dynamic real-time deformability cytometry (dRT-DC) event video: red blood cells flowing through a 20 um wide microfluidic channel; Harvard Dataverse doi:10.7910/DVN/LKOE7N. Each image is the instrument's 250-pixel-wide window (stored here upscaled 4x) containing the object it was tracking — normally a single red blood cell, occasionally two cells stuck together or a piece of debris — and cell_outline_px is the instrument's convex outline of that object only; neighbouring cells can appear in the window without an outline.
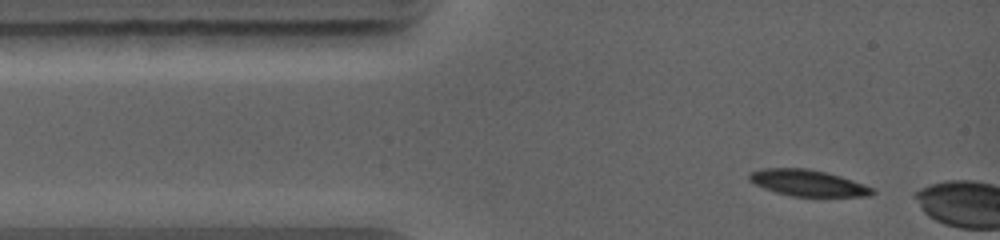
{"species": "common noctule bat (a hibernating species)", "species_latin": "Nyctalus noctula", "temperature_condition": "warm", "stored_images_in_passage": 2, "camera_frame_rate_fps": 5000, "um_per_image_px": 0.085, "animal": {"sex": "female", "body_mass_g": 19.0, "forearm_length_mm": 56.7}, "frame": {"image": 1, "passage_image": 1, "time_ms": 0.0, "image_size_px": [1000, 240], "cell_outline_px": [[876, 192], [868, 196], [792, 196], [776, 192], [764, 188], [748, 180], [748, 176], [752, 172], [760, 168], [808, 168], [828, 172], [864, 184], [872, 188]], "centroid_in_image_um": [68.66, 15.54], "position_along_channel_um": 16.3, "area_um2": 18.79}}